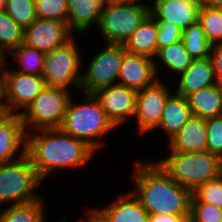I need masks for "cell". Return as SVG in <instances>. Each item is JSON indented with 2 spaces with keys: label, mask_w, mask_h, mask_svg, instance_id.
I'll use <instances>...</instances> for the list:
<instances>
[{
  "label": "cell",
  "mask_w": 222,
  "mask_h": 222,
  "mask_svg": "<svg viewBox=\"0 0 222 222\" xmlns=\"http://www.w3.org/2000/svg\"><path fill=\"white\" fill-rule=\"evenodd\" d=\"M74 94L68 102L60 129L65 134L86 142L96 152L104 148L106 150V141L109 139L105 137L109 136V133H117L119 129L108 119L93 94L83 93L80 98L78 95V102L73 99Z\"/></svg>",
  "instance_id": "3"
},
{
  "label": "cell",
  "mask_w": 222,
  "mask_h": 222,
  "mask_svg": "<svg viewBox=\"0 0 222 222\" xmlns=\"http://www.w3.org/2000/svg\"><path fill=\"white\" fill-rule=\"evenodd\" d=\"M158 79L152 58L125 50L117 84L138 91L154 84Z\"/></svg>",
  "instance_id": "15"
},
{
  "label": "cell",
  "mask_w": 222,
  "mask_h": 222,
  "mask_svg": "<svg viewBox=\"0 0 222 222\" xmlns=\"http://www.w3.org/2000/svg\"><path fill=\"white\" fill-rule=\"evenodd\" d=\"M190 201H200L222 208V174L198 186Z\"/></svg>",
  "instance_id": "31"
},
{
  "label": "cell",
  "mask_w": 222,
  "mask_h": 222,
  "mask_svg": "<svg viewBox=\"0 0 222 222\" xmlns=\"http://www.w3.org/2000/svg\"><path fill=\"white\" fill-rule=\"evenodd\" d=\"M148 157L131 161L130 191L149 214L190 215L192 192L175 182L156 159Z\"/></svg>",
  "instance_id": "2"
},
{
  "label": "cell",
  "mask_w": 222,
  "mask_h": 222,
  "mask_svg": "<svg viewBox=\"0 0 222 222\" xmlns=\"http://www.w3.org/2000/svg\"><path fill=\"white\" fill-rule=\"evenodd\" d=\"M5 12L23 29L37 19L35 0H6Z\"/></svg>",
  "instance_id": "30"
},
{
  "label": "cell",
  "mask_w": 222,
  "mask_h": 222,
  "mask_svg": "<svg viewBox=\"0 0 222 222\" xmlns=\"http://www.w3.org/2000/svg\"><path fill=\"white\" fill-rule=\"evenodd\" d=\"M93 95L117 129L130 125L132 119L134 121L137 90L115 84L99 89Z\"/></svg>",
  "instance_id": "12"
},
{
  "label": "cell",
  "mask_w": 222,
  "mask_h": 222,
  "mask_svg": "<svg viewBox=\"0 0 222 222\" xmlns=\"http://www.w3.org/2000/svg\"><path fill=\"white\" fill-rule=\"evenodd\" d=\"M105 2L106 0H67L69 29L75 35H92L91 30L95 32Z\"/></svg>",
  "instance_id": "18"
},
{
  "label": "cell",
  "mask_w": 222,
  "mask_h": 222,
  "mask_svg": "<svg viewBox=\"0 0 222 222\" xmlns=\"http://www.w3.org/2000/svg\"><path fill=\"white\" fill-rule=\"evenodd\" d=\"M157 21L149 14L124 43L127 52L154 58L157 52Z\"/></svg>",
  "instance_id": "23"
},
{
  "label": "cell",
  "mask_w": 222,
  "mask_h": 222,
  "mask_svg": "<svg viewBox=\"0 0 222 222\" xmlns=\"http://www.w3.org/2000/svg\"><path fill=\"white\" fill-rule=\"evenodd\" d=\"M148 222H189V215L149 214Z\"/></svg>",
  "instance_id": "37"
},
{
  "label": "cell",
  "mask_w": 222,
  "mask_h": 222,
  "mask_svg": "<svg viewBox=\"0 0 222 222\" xmlns=\"http://www.w3.org/2000/svg\"><path fill=\"white\" fill-rule=\"evenodd\" d=\"M170 83L173 84V92L185 98L200 89L217 84L211 58L193 59L191 65Z\"/></svg>",
  "instance_id": "16"
},
{
  "label": "cell",
  "mask_w": 222,
  "mask_h": 222,
  "mask_svg": "<svg viewBox=\"0 0 222 222\" xmlns=\"http://www.w3.org/2000/svg\"><path fill=\"white\" fill-rule=\"evenodd\" d=\"M25 153L45 183L54 173L66 168L84 170L85 164H90L98 154L86 142L65 134L60 128L26 132Z\"/></svg>",
  "instance_id": "1"
},
{
  "label": "cell",
  "mask_w": 222,
  "mask_h": 222,
  "mask_svg": "<svg viewBox=\"0 0 222 222\" xmlns=\"http://www.w3.org/2000/svg\"><path fill=\"white\" fill-rule=\"evenodd\" d=\"M23 43L24 29L5 10L0 11V55L4 58Z\"/></svg>",
  "instance_id": "28"
},
{
  "label": "cell",
  "mask_w": 222,
  "mask_h": 222,
  "mask_svg": "<svg viewBox=\"0 0 222 222\" xmlns=\"http://www.w3.org/2000/svg\"><path fill=\"white\" fill-rule=\"evenodd\" d=\"M200 0H155L150 4V15L155 20L174 23L182 30L198 21Z\"/></svg>",
  "instance_id": "17"
},
{
  "label": "cell",
  "mask_w": 222,
  "mask_h": 222,
  "mask_svg": "<svg viewBox=\"0 0 222 222\" xmlns=\"http://www.w3.org/2000/svg\"><path fill=\"white\" fill-rule=\"evenodd\" d=\"M191 117L192 112L187 98L173 92L165 103L161 121L158 128L153 132V135L161 132L163 135L165 134L164 136L167 138V142Z\"/></svg>",
  "instance_id": "22"
},
{
  "label": "cell",
  "mask_w": 222,
  "mask_h": 222,
  "mask_svg": "<svg viewBox=\"0 0 222 222\" xmlns=\"http://www.w3.org/2000/svg\"><path fill=\"white\" fill-rule=\"evenodd\" d=\"M166 144L170 152L206 151V120L192 115Z\"/></svg>",
  "instance_id": "19"
},
{
  "label": "cell",
  "mask_w": 222,
  "mask_h": 222,
  "mask_svg": "<svg viewBox=\"0 0 222 222\" xmlns=\"http://www.w3.org/2000/svg\"><path fill=\"white\" fill-rule=\"evenodd\" d=\"M117 194L106 205L91 208L105 222H148L149 213L131 191Z\"/></svg>",
  "instance_id": "14"
},
{
  "label": "cell",
  "mask_w": 222,
  "mask_h": 222,
  "mask_svg": "<svg viewBox=\"0 0 222 222\" xmlns=\"http://www.w3.org/2000/svg\"><path fill=\"white\" fill-rule=\"evenodd\" d=\"M156 158L179 185L193 192L203 183L222 174V160L209 151L169 152Z\"/></svg>",
  "instance_id": "4"
},
{
  "label": "cell",
  "mask_w": 222,
  "mask_h": 222,
  "mask_svg": "<svg viewBox=\"0 0 222 222\" xmlns=\"http://www.w3.org/2000/svg\"><path fill=\"white\" fill-rule=\"evenodd\" d=\"M198 22L212 46L222 43V9H214L201 4Z\"/></svg>",
  "instance_id": "29"
},
{
  "label": "cell",
  "mask_w": 222,
  "mask_h": 222,
  "mask_svg": "<svg viewBox=\"0 0 222 222\" xmlns=\"http://www.w3.org/2000/svg\"><path fill=\"white\" fill-rule=\"evenodd\" d=\"M26 133L20 115L11 114L0 124V161L16 160L25 154Z\"/></svg>",
  "instance_id": "20"
},
{
  "label": "cell",
  "mask_w": 222,
  "mask_h": 222,
  "mask_svg": "<svg viewBox=\"0 0 222 222\" xmlns=\"http://www.w3.org/2000/svg\"><path fill=\"white\" fill-rule=\"evenodd\" d=\"M99 45L102 48L96 47L95 50H97L91 53V57L88 56L89 59H86V53H83L85 57L82 58L80 94H93L99 89L117 84L125 48L123 45L116 44Z\"/></svg>",
  "instance_id": "8"
},
{
  "label": "cell",
  "mask_w": 222,
  "mask_h": 222,
  "mask_svg": "<svg viewBox=\"0 0 222 222\" xmlns=\"http://www.w3.org/2000/svg\"><path fill=\"white\" fill-rule=\"evenodd\" d=\"M188 104L193 116L209 119L222 115L221 85L215 84L189 95Z\"/></svg>",
  "instance_id": "25"
},
{
  "label": "cell",
  "mask_w": 222,
  "mask_h": 222,
  "mask_svg": "<svg viewBox=\"0 0 222 222\" xmlns=\"http://www.w3.org/2000/svg\"><path fill=\"white\" fill-rule=\"evenodd\" d=\"M156 21L158 28L157 50L182 39V29L179 26L164 20Z\"/></svg>",
  "instance_id": "35"
},
{
  "label": "cell",
  "mask_w": 222,
  "mask_h": 222,
  "mask_svg": "<svg viewBox=\"0 0 222 222\" xmlns=\"http://www.w3.org/2000/svg\"><path fill=\"white\" fill-rule=\"evenodd\" d=\"M4 62V58L0 55V65Z\"/></svg>",
  "instance_id": "44"
},
{
  "label": "cell",
  "mask_w": 222,
  "mask_h": 222,
  "mask_svg": "<svg viewBox=\"0 0 222 222\" xmlns=\"http://www.w3.org/2000/svg\"><path fill=\"white\" fill-rule=\"evenodd\" d=\"M37 18L67 22V0H35Z\"/></svg>",
  "instance_id": "32"
},
{
  "label": "cell",
  "mask_w": 222,
  "mask_h": 222,
  "mask_svg": "<svg viewBox=\"0 0 222 222\" xmlns=\"http://www.w3.org/2000/svg\"><path fill=\"white\" fill-rule=\"evenodd\" d=\"M45 55L46 54L40 50L22 44L4 57V63L7 66H11V70L13 71L42 76ZM11 59L14 62H12ZM9 63H16V65H14L15 68L13 64L10 65Z\"/></svg>",
  "instance_id": "26"
},
{
  "label": "cell",
  "mask_w": 222,
  "mask_h": 222,
  "mask_svg": "<svg viewBox=\"0 0 222 222\" xmlns=\"http://www.w3.org/2000/svg\"><path fill=\"white\" fill-rule=\"evenodd\" d=\"M186 51L193 59L210 57L212 45L205 36L201 24L197 21L182 30V39Z\"/></svg>",
  "instance_id": "27"
},
{
  "label": "cell",
  "mask_w": 222,
  "mask_h": 222,
  "mask_svg": "<svg viewBox=\"0 0 222 222\" xmlns=\"http://www.w3.org/2000/svg\"><path fill=\"white\" fill-rule=\"evenodd\" d=\"M44 184L26 153L16 160L3 163L0 167V207L44 197L41 190L38 192Z\"/></svg>",
  "instance_id": "5"
},
{
  "label": "cell",
  "mask_w": 222,
  "mask_h": 222,
  "mask_svg": "<svg viewBox=\"0 0 222 222\" xmlns=\"http://www.w3.org/2000/svg\"><path fill=\"white\" fill-rule=\"evenodd\" d=\"M84 208V211L82 210V214H84L82 217H77V220L74 219L76 222H105L92 208L91 205H87V207H81V209ZM79 220V221H78Z\"/></svg>",
  "instance_id": "38"
},
{
  "label": "cell",
  "mask_w": 222,
  "mask_h": 222,
  "mask_svg": "<svg viewBox=\"0 0 222 222\" xmlns=\"http://www.w3.org/2000/svg\"><path fill=\"white\" fill-rule=\"evenodd\" d=\"M44 87L42 76L13 71L4 63V100L11 114L20 115Z\"/></svg>",
  "instance_id": "11"
},
{
  "label": "cell",
  "mask_w": 222,
  "mask_h": 222,
  "mask_svg": "<svg viewBox=\"0 0 222 222\" xmlns=\"http://www.w3.org/2000/svg\"><path fill=\"white\" fill-rule=\"evenodd\" d=\"M169 84L168 80L158 79L154 84L137 91L134 125L138 136L149 133L150 136L158 128L165 103L173 93V87Z\"/></svg>",
  "instance_id": "10"
},
{
  "label": "cell",
  "mask_w": 222,
  "mask_h": 222,
  "mask_svg": "<svg viewBox=\"0 0 222 222\" xmlns=\"http://www.w3.org/2000/svg\"><path fill=\"white\" fill-rule=\"evenodd\" d=\"M192 61L193 58L186 51L182 40L158 49L155 57L153 58L155 71L158 78L160 80L168 79V81H172V79L175 78L179 73L185 71L191 65ZM161 72L165 75H167L166 73L169 72L168 74L171 75L166 77L165 75L163 76Z\"/></svg>",
  "instance_id": "21"
},
{
  "label": "cell",
  "mask_w": 222,
  "mask_h": 222,
  "mask_svg": "<svg viewBox=\"0 0 222 222\" xmlns=\"http://www.w3.org/2000/svg\"><path fill=\"white\" fill-rule=\"evenodd\" d=\"M80 37L82 41L85 36L75 35L66 44L45 55L42 77L46 86L79 92L82 77V58L86 50L83 46L85 42L79 46ZM82 50L84 51L82 52Z\"/></svg>",
  "instance_id": "6"
},
{
  "label": "cell",
  "mask_w": 222,
  "mask_h": 222,
  "mask_svg": "<svg viewBox=\"0 0 222 222\" xmlns=\"http://www.w3.org/2000/svg\"><path fill=\"white\" fill-rule=\"evenodd\" d=\"M0 104H6L4 100V62L0 65Z\"/></svg>",
  "instance_id": "39"
},
{
  "label": "cell",
  "mask_w": 222,
  "mask_h": 222,
  "mask_svg": "<svg viewBox=\"0 0 222 222\" xmlns=\"http://www.w3.org/2000/svg\"><path fill=\"white\" fill-rule=\"evenodd\" d=\"M11 115L6 104H0V124Z\"/></svg>",
  "instance_id": "41"
},
{
  "label": "cell",
  "mask_w": 222,
  "mask_h": 222,
  "mask_svg": "<svg viewBox=\"0 0 222 222\" xmlns=\"http://www.w3.org/2000/svg\"><path fill=\"white\" fill-rule=\"evenodd\" d=\"M72 92V93H71ZM65 88L46 86L20 114L26 132L60 128L73 93Z\"/></svg>",
  "instance_id": "9"
},
{
  "label": "cell",
  "mask_w": 222,
  "mask_h": 222,
  "mask_svg": "<svg viewBox=\"0 0 222 222\" xmlns=\"http://www.w3.org/2000/svg\"><path fill=\"white\" fill-rule=\"evenodd\" d=\"M75 34L67 22L37 18L24 29V45L47 54L70 41Z\"/></svg>",
  "instance_id": "13"
},
{
  "label": "cell",
  "mask_w": 222,
  "mask_h": 222,
  "mask_svg": "<svg viewBox=\"0 0 222 222\" xmlns=\"http://www.w3.org/2000/svg\"><path fill=\"white\" fill-rule=\"evenodd\" d=\"M150 14V5L139 3H110L105 2L100 20L97 25L96 41L100 43L124 45L131 34Z\"/></svg>",
  "instance_id": "7"
},
{
  "label": "cell",
  "mask_w": 222,
  "mask_h": 222,
  "mask_svg": "<svg viewBox=\"0 0 222 222\" xmlns=\"http://www.w3.org/2000/svg\"><path fill=\"white\" fill-rule=\"evenodd\" d=\"M201 4L214 9H222V0H200Z\"/></svg>",
  "instance_id": "40"
},
{
  "label": "cell",
  "mask_w": 222,
  "mask_h": 222,
  "mask_svg": "<svg viewBox=\"0 0 222 222\" xmlns=\"http://www.w3.org/2000/svg\"><path fill=\"white\" fill-rule=\"evenodd\" d=\"M37 200L0 207V222H50L46 194ZM48 217V218H47Z\"/></svg>",
  "instance_id": "24"
},
{
  "label": "cell",
  "mask_w": 222,
  "mask_h": 222,
  "mask_svg": "<svg viewBox=\"0 0 222 222\" xmlns=\"http://www.w3.org/2000/svg\"><path fill=\"white\" fill-rule=\"evenodd\" d=\"M210 58L213 64L216 82L222 85V43L211 47Z\"/></svg>",
  "instance_id": "36"
},
{
  "label": "cell",
  "mask_w": 222,
  "mask_h": 222,
  "mask_svg": "<svg viewBox=\"0 0 222 222\" xmlns=\"http://www.w3.org/2000/svg\"><path fill=\"white\" fill-rule=\"evenodd\" d=\"M189 222H222V208L200 201H190Z\"/></svg>",
  "instance_id": "33"
},
{
  "label": "cell",
  "mask_w": 222,
  "mask_h": 222,
  "mask_svg": "<svg viewBox=\"0 0 222 222\" xmlns=\"http://www.w3.org/2000/svg\"><path fill=\"white\" fill-rule=\"evenodd\" d=\"M6 0H0V11L5 10Z\"/></svg>",
  "instance_id": "43"
},
{
  "label": "cell",
  "mask_w": 222,
  "mask_h": 222,
  "mask_svg": "<svg viewBox=\"0 0 222 222\" xmlns=\"http://www.w3.org/2000/svg\"><path fill=\"white\" fill-rule=\"evenodd\" d=\"M206 150L222 160V115L206 119Z\"/></svg>",
  "instance_id": "34"
},
{
  "label": "cell",
  "mask_w": 222,
  "mask_h": 222,
  "mask_svg": "<svg viewBox=\"0 0 222 222\" xmlns=\"http://www.w3.org/2000/svg\"><path fill=\"white\" fill-rule=\"evenodd\" d=\"M155 0H148V5H150L152 2H154Z\"/></svg>",
  "instance_id": "45"
},
{
  "label": "cell",
  "mask_w": 222,
  "mask_h": 222,
  "mask_svg": "<svg viewBox=\"0 0 222 222\" xmlns=\"http://www.w3.org/2000/svg\"><path fill=\"white\" fill-rule=\"evenodd\" d=\"M110 3H139L142 5H148V0H106Z\"/></svg>",
  "instance_id": "42"
}]
</instances>
